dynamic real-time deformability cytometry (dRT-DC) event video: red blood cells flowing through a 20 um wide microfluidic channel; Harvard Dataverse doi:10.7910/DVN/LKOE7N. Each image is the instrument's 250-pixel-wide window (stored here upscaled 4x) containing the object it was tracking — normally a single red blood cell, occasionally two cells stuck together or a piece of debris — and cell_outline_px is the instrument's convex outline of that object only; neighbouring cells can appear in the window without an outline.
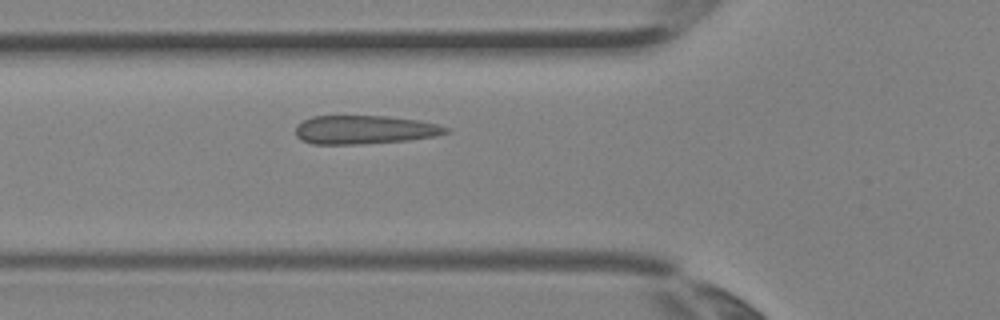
{"species": "Egyptian fruit bat (a non-hibernating species)", "species_latin": "Rousettus aegyptiacus", "temperature_condition": "room temperature", "stored_images_in_passage": 3, "camera_frame_rate_fps": 3000, "um_per_image_px": 0.085, "animal": {"sex": "female"}, "frame": {"image": 1, "passage_image": 3, "time_ms": 0.667, "image_size_px": [1000, 320], "cell_outline_px": [[448, 132], [436, 136], [408, 140], [360, 144], [312, 144], [300, 140], [296, 136], [296, 124], [312, 116], [388, 116], [420, 120], [436, 124], [448, 128]], "centroid_in_image_um": [30.95, 11.02], "position_along_channel_um": 94.8, "area_um2": 25.14}}